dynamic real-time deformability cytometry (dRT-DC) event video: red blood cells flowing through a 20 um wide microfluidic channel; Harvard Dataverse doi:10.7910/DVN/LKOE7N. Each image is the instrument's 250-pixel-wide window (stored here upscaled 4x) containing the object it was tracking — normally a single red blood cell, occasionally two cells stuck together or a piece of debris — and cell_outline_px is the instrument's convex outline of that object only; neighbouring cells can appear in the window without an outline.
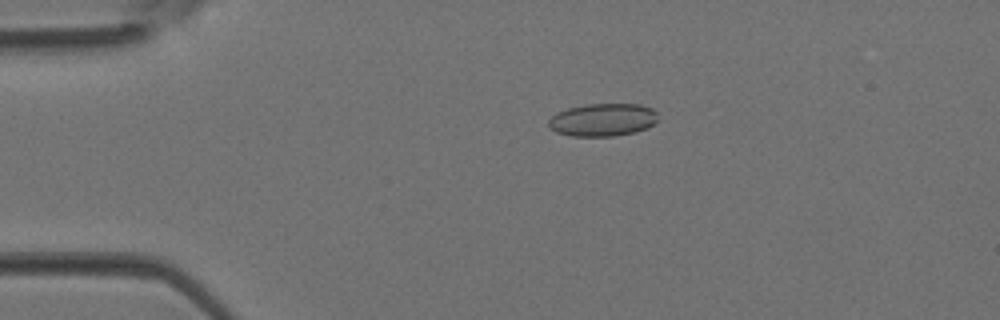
{"species": "Egyptian fruit bat (a non-hibernating species)", "species_latin": "Rousettus aegyptiacus", "temperature_condition": "room temperature", "stored_images_in_passage": 5, "camera_frame_rate_fps": 3000, "um_per_image_px": 0.085, "animal": {"sex": "female"}, "frame": {"image": 1, "passage_image": 3, "time_ms": 0.667, "image_size_px": [1000, 320], "cell_outline_px": [[656, 120], [648, 128], [636, 132], [612, 136], [572, 136], [556, 132], [548, 128], [548, 120], [556, 112], [568, 108], [588, 104], [640, 104], [652, 108], [656, 112]], "centroid_in_image_um": [51.21, 10.18], "position_along_channel_um": 33.8, "area_um2": 20.98}}
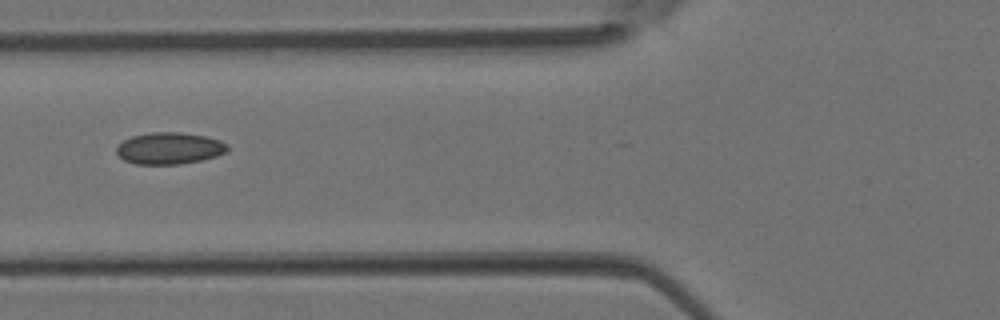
{"frame": {"image": 2, "passage_image": 5, "time_ms": 1.333, "image_size_px": [1000, 320], "cell_outline_px": [[228, 148], [224, 152], [216, 156], [200, 160], [180, 164], [136, 164], [124, 160], [116, 152], [116, 148], [124, 140], [132, 136], [152, 132], [180, 132], [204, 136], [220, 140], [228, 144]], "centroid_in_image_um": [14.39, 12.6], "position_along_channel_um": 111.4, "area_um2": 20.35}}